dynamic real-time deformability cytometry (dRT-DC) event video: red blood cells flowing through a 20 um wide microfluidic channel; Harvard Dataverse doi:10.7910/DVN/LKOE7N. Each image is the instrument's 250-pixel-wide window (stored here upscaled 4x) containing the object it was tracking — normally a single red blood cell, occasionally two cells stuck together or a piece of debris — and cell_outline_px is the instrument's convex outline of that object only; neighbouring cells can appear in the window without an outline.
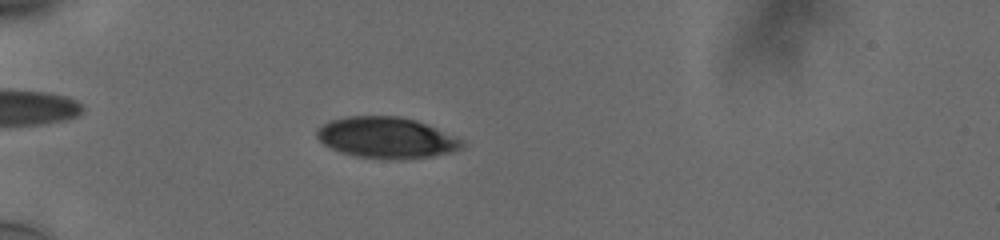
{"species": "human", "species_latin": "Homo sapiens", "temperature_condition": "cold", "stored_images_in_passage": 24, "camera_frame_rate_fps": 3000, "um_per_image_px": 0.085, "donor": {"sex": "male"}, "frame": {"image": 1, "passage_image": 12, "time_ms": 3.667, "image_size_px": [1000, 240], "cell_outline_px": [[468, 144], [464, 148], [452, 152], [432, 156], [404, 160], [384, 160], [356, 156], [340, 152], [324, 144], [316, 136], [316, 128], [328, 120], [348, 116], [396, 116], [416, 120], [464, 140]], "centroid_in_image_um": [32.86, 11.72], "position_along_channel_um": 52.1, "area_um2": 35.26}}
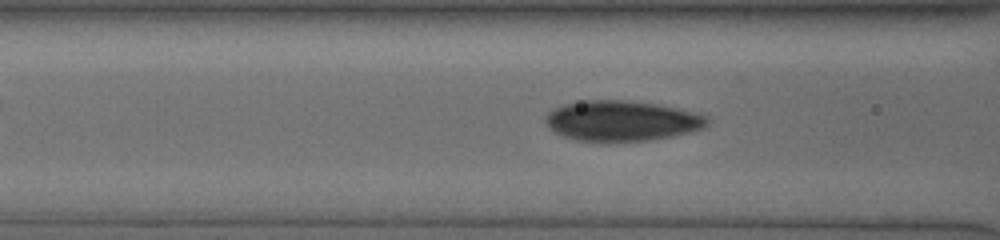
{"frame": {"image": 2, "passage_image": 19, "time_ms": 6.0, "image_size_px": [1000, 240], "cell_outline_px": [[708, 124], [704, 128], [692, 132], [652, 140], [576, 140], [564, 136], [548, 128], [544, 120], [544, 116], [548, 112], [564, 104], [584, 100], [628, 100], [660, 104], [708, 116]], "centroid_in_image_um": [52.86, 10.25], "position_along_channel_um": 113.7, "area_um2": 37.86}}
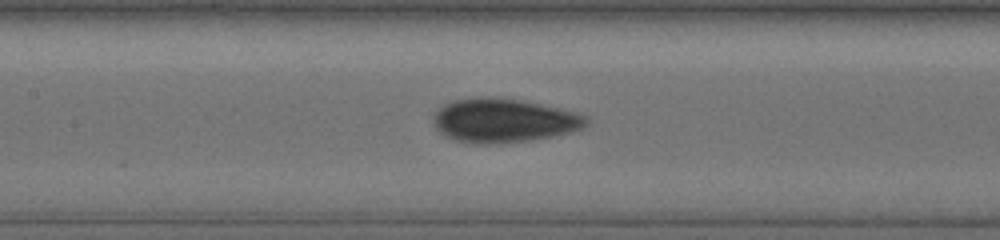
{"frame": {"image": 3, "passage_image": 23, "time_ms": 7.333, "image_size_px": [1000, 240], "cell_outline_px": [[588, 124], [580, 128], [568, 132], [552, 136], [532, 140], [500, 144], [476, 144], [456, 140], [440, 132], [436, 128], [432, 120], [436, 108], [452, 100], [484, 96], [496, 96], [520, 100], [556, 108], [588, 116]], "centroid_in_image_um": [42.75, 10.24], "position_along_channel_um": 164.7, "area_um2": 39.13}}